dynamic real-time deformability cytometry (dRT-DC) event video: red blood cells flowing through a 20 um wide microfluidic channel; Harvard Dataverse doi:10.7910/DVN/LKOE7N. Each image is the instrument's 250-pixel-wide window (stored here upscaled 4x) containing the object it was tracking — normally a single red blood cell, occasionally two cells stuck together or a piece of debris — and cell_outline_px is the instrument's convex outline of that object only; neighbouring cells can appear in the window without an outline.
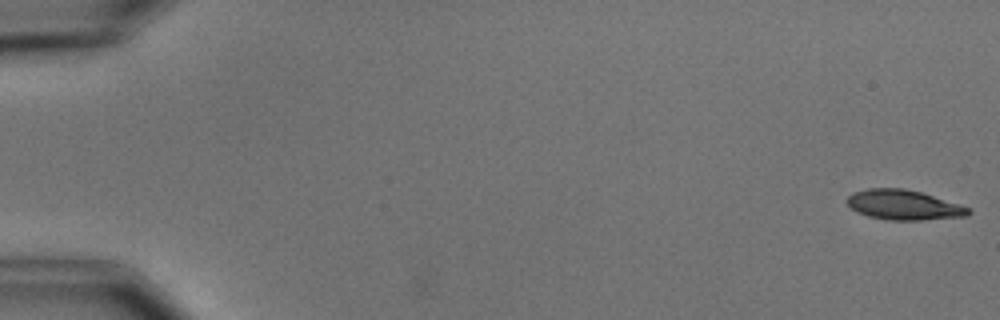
{"species": "common noctule bat (a hibernating species)", "species_latin": "Nyctalus noctula", "temperature_condition": "cold", "stored_images_in_passage": 8, "camera_frame_rate_fps": 3000, "um_per_image_px": 0.085, "animal": {"sex": "male", "body_mass_g": 15.6}, "frame": {"image": 1, "passage_image": 1, "time_ms": 0.0, "image_size_px": [1000, 320], "cell_outline_px": [[972, 212], [968, 216], [924, 220], [888, 220], [868, 216], [856, 212], [848, 204], [848, 196], [852, 192], [868, 188], [904, 188], [920, 192], [968, 208]], "centroid_in_image_um": [76.77, 17.42], "position_along_channel_um": 8.2, "area_um2": 20.92}}
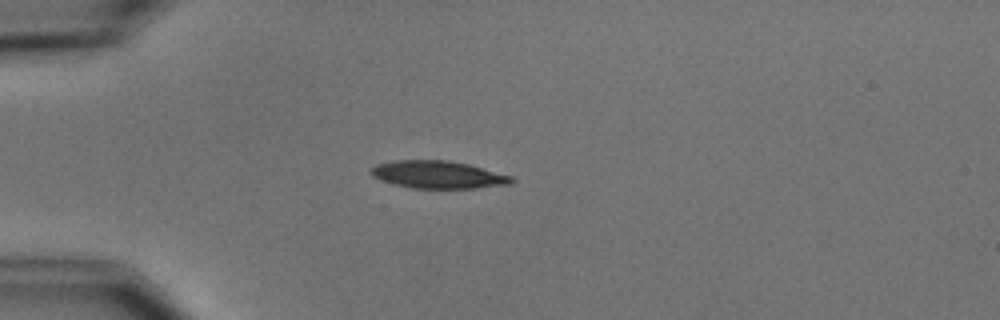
{"frame": {"image": 2, "passage_image": 5, "time_ms": 4.667, "image_size_px": [1000, 320], "cell_outline_px": [[516, 180], [512, 184], [476, 188], [412, 188], [392, 184], [372, 176], [368, 172], [376, 164], [392, 160], [448, 160], [468, 164], [512, 176]], "centroid_in_image_um": [37.22, 14.84], "position_along_channel_um": 47.8, "area_um2": 22.72}}
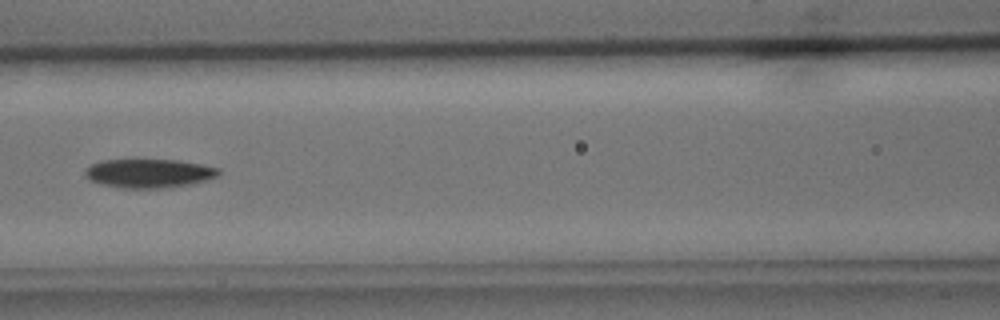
{"frame": {"image": 3, "passage_image": 8, "time_ms": 8.0, "image_size_px": [1000, 320], "cell_outline_px": [[220, 172], [216, 176], [192, 184], [168, 188], [124, 188], [100, 184], [88, 180], [84, 172], [84, 168], [100, 160], [176, 160], [200, 164], [220, 168]], "centroid_in_image_um": [12.62, 14.74], "position_along_channel_um": 154.0, "area_um2": 22.48}}